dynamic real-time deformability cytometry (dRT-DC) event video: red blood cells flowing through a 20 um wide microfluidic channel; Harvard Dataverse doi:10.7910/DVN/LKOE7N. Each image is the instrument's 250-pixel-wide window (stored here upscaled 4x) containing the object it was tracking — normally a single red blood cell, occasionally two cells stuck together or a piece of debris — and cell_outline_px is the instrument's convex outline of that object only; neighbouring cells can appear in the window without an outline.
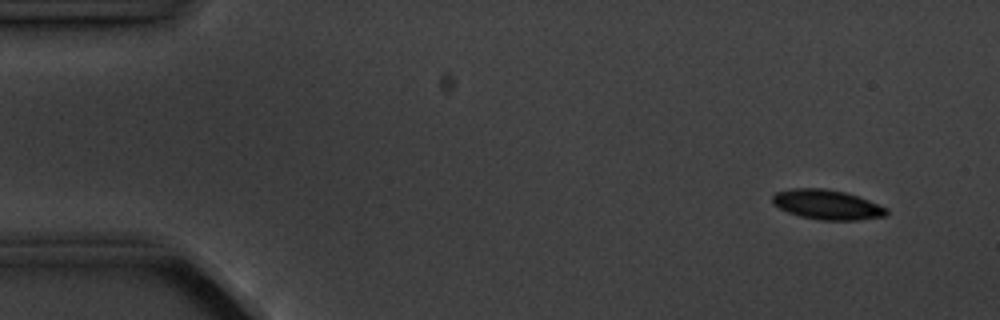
{"species": "common noctule bat (a hibernating species)", "species_latin": "Nyctalus noctula", "temperature_condition": "cold", "stored_images_in_passage": 5, "camera_frame_rate_fps": 3000, "um_per_image_px": 0.085, "animal": {"sex": "male", "body_mass_g": 20.1, "forearm_length_mm": 53.5}, "frame": {"image": 1, "passage_image": 1, "time_ms": 0.0, "image_size_px": [1000, 320], "cell_outline_px": [[888, 216], [860, 220], [820, 220], [800, 216], [788, 212], [772, 204], [772, 196], [776, 192], [792, 188], [824, 188], [844, 192], [868, 200], [888, 208]], "centroid_in_image_um": [70.31, 17.4], "position_along_channel_um": 14.7, "area_um2": 19.83}}